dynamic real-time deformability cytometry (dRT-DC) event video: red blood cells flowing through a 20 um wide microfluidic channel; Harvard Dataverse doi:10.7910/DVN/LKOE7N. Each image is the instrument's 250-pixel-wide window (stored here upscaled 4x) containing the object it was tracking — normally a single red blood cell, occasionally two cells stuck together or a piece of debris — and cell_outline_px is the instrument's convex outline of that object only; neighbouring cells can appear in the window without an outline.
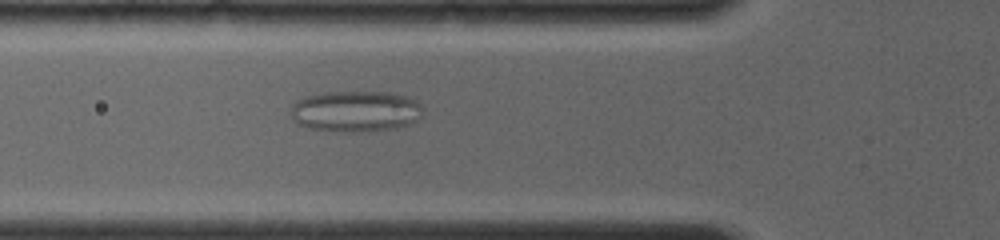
{"species": "common noctule bat (a hibernating species)", "species_latin": "Nyctalus noctula", "temperature_condition": "room temperature", "stored_images_in_passage": 63, "camera_frame_rate_fps": 4000, "um_per_image_px": 0.085, "animal": {"sex": "female", "body_mass_g": 19.0, "forearm_length_mm": 56.7}, "frame": {"image": 1, "passage_image": 24, "time_ms": 5.75, "image_size_px": [1000, 240], "cell_outline_px": [[424, 108], [420, 116], [416, 120], [408, 124], [396, 128], [356, 132], [348, 132], [308, 128], [296, 124], [292, 116], [292, 104], [296, 100], [308, 96], [328, 92], [388, 92], [404, 96], [416, 100]], "centroid_in_image_um": [30.22, 9.46], "position_along_channel_um": 95.6, "area_um2": 31.5}}
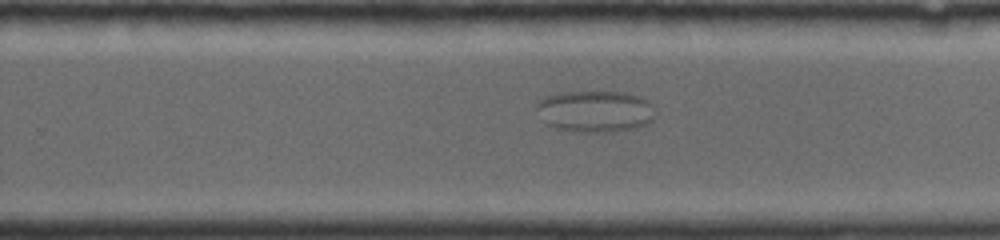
{"frame": {"image": 2, "passage_image": 45, "time_ms": 10.75, "image_size_px": [1000, 240], "cell_outline_px": [[652, 120], [648, 124], [636, 128], [612, 132], [584, 132], [560, 128], [548, 124], [536, 108], [536, 104], [544, 96], [560, 92], [624, 92], [640, 96], [648, 100], [652, 104]], "centroid_in_image_um": [50.62, 9.45], "position_along_channel_um": 279.2, "area_um2": 28.55}}
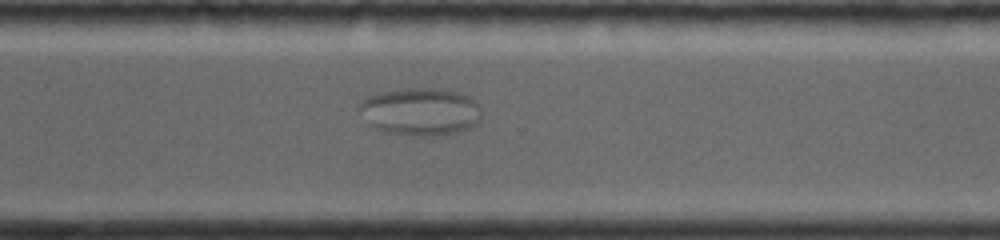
{"frame": {"image": 3, "passage_image": 51, "time_ms": 12.25, "image_size_px": [1000, 240], "cell_outline_px": [[480, 120], [476, 124], [460, 132], [428, 136], [416, 136], [380, 132], [372, 124], [360, 108], [360, 104], [368, 96], [380, 92], [408, 88], [436, 88], [456, 92], [472, 96], [476, 100], [480, 108]], "centroid_in_image_um": [35.8, 9.49], "position_along_channel_um": 334.8, "area_um2": 33.76}}